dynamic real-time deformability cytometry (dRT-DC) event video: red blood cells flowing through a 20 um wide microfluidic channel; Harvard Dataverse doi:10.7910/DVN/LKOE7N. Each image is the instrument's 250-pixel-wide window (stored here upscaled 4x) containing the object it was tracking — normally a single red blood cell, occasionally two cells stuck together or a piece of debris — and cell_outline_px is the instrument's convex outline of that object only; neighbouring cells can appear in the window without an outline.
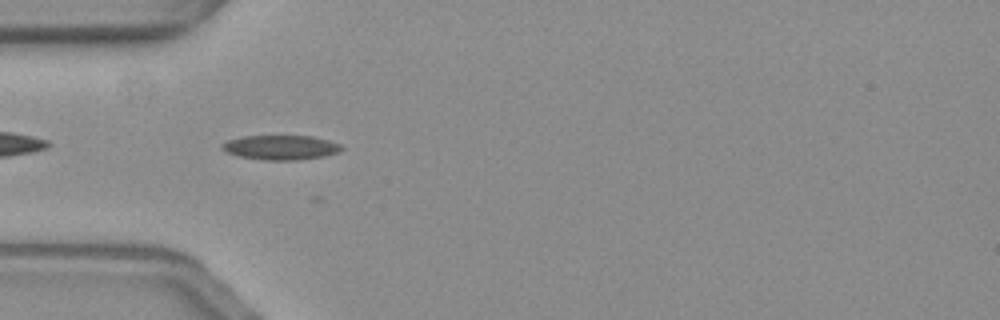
{"species": "common noctule bat (a hibernating species)", "species_latin": "Nyctalus noctula", "temperature_condition": "warm", "stored_images_in_passage": 31, "camera_frame_rate_fps": 3000, "um_per_image_px": 0.085, "animal": {"sex": "female", "body_mass_g": 19.3, "forearm_length_mm": 54.1}, "frame": {"image": 1, "passage_image": 4, "time_ms": 1.0, "image_size_px": [1000, 320], "cell_outline_px": [[344, 148], [340, 152], [324, 156], [296, 160], [264, 160], [240, 156], [228, 152], [220, 148], [220, 144], [228, 140], [244, 136], [312, 136], [328, 140], [340, 144]], "centroid_in_image_um": [23.88, 12.53], "position_along_channel_um": 61.1, "area_um2": 17.05}}
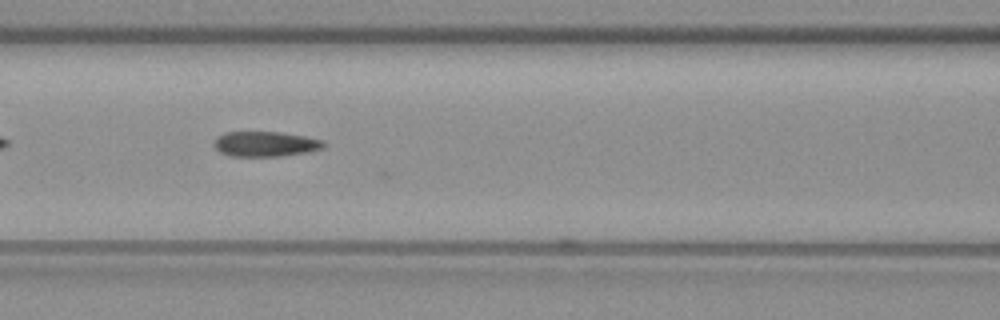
{"frame": {"image": 2, "passage_image": 11, "time_ms": 3.333, "image_size_px": [1000, 320], "cell_outline_px": [[324, 148], [308, 152], [284, 156], [228, 156], [220, 152], [212, 144], [216, 136], [224, 132], [280, 132], [304, 136], [324, 140]], "centroid_in_image_um": [22.53, 12.24], "position_along_channel_um": 144.1, "area_um2": 16.24}}
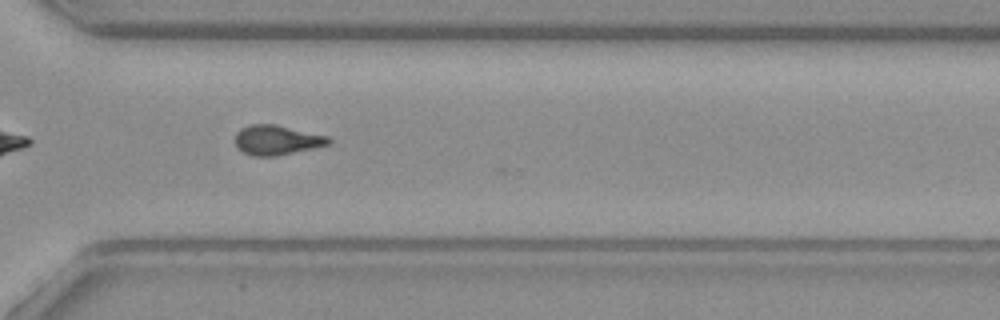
{"frame": {"image": 3, "passage_image": 28, "time_ms": 9.0, "image_size_px": [1000, 320], "cell_outline_px": [[332, 144], [276, 156], [252, 156], [236, 148], [236, 132], [240, 128], [248, 124], [276, 124], [328, 136], [332, 140]], "centroid_in_image_um": [23.53, 11.9], "position_along_channel_um": 347.1, "area_um2": 16.36}, "authors_computed_cell_mechanics": {"area_um2": 16.5308, "velocity_mm_per_s": 3.5899, "shape_relaxation_time_tau1_ms": null, "shape_relaxation_time_tau2_ms": 3.2453, "deformation_change_tau1": null, "deformation_change_tau2": 0.0942}}